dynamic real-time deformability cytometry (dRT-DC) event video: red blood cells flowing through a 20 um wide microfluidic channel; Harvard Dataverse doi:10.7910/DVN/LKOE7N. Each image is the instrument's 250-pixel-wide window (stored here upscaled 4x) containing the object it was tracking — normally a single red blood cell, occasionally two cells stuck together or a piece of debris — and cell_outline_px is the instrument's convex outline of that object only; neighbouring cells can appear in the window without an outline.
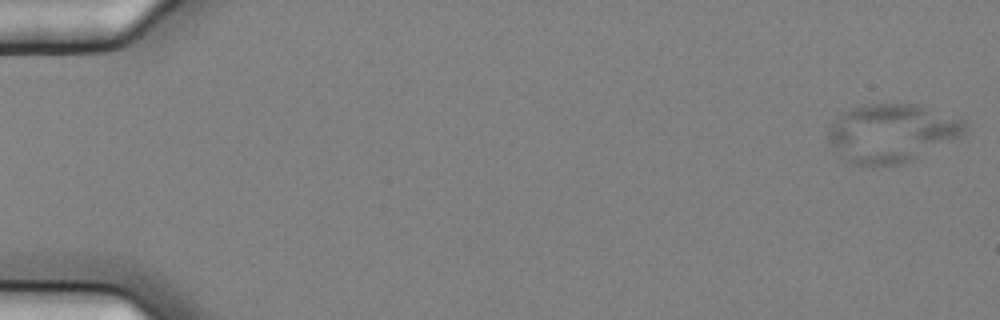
{"species": "common noctule bat (a hibernating species)", "species_latin": "Nyctalus noctula", "temperature_condition": "cold", "stored_images_in_passage": 29, "camera_frame_rate_fps": 3000, "um_per_image_px": 0.085, "animal": {"sex": "female", "body_mass_g": 25.1}, "frame": {"image": 1, "passage_image": 1, "time_ms": 0.0, "image_size_px": [1000, 320], "cell_outline_px": [[964, 136], [912, 160], [900, 164], [872, 168], [864, 168], [852, 164], [844, 160], [840, 156], [832, 144], [828, 136], [828, 124], [840, 112], [860, 104], [920, 104], [964, 120]], "centroid_in_image_um": [75.74, 11.33], "position_along_channel_um": 9.3, "area_um2": 47.45}}